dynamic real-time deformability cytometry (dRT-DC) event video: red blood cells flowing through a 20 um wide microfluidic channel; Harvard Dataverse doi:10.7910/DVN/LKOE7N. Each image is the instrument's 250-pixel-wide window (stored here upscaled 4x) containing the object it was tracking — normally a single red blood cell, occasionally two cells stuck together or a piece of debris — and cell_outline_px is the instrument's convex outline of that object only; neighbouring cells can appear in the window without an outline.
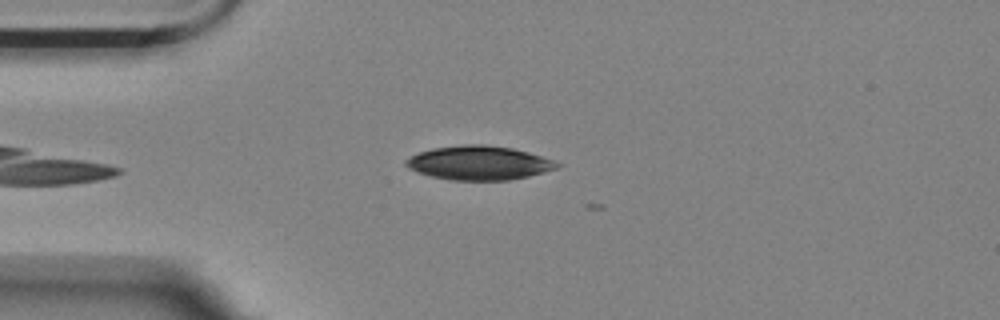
{"species": "Egyptian fruit bat (a non-hibernating species)", "species_latin": "Rousettus aegyptiacus", "temperature_condition": "room temperature", "stored_images_in_passage": 3, "camera_frame_rate_fps": 3000, "um_per_image_px": 0.085, "animal": {"sex": "female"}, "frame": {"image": 1, "passage_image": 1, "time_ms": 0.0, "image_size_px": [1000, 320], "cell_outline_px": [[560, 164], [556, 168], [528, 176], [508, 180], [452, 180], [432, 176], [416, 172], [408, 168], [404, 164], [404, 160], [420, 152], [432, 148], [464, 144], [484, 144], [512, 148], [528, 152], [552, 160]], "centroid_in_image_um": [40.66, 13.84], "position_along_channel_um": 44.3, "area_um2": 29.71}}
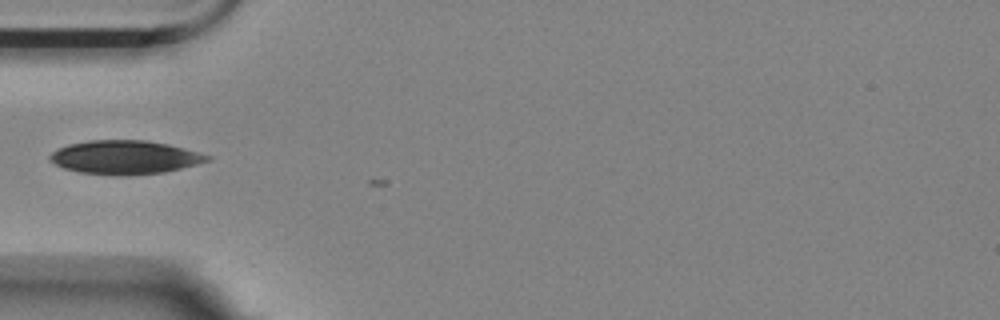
{"frame": {"image": 2, "passage_image": 2, "time_ms": 1.333, "image_size_px": [1000, 320], "cell_outline_px": [[212, 156], [208, 160], [196, 164], [164, 172], [128, 176], [120, 176], [80, 172], [64, 168], [48, 160], [48, 156], [56, 148], [68, 144], [88, 140], [144, 140], [168, 144]], "centroid_in_image_um": [10.55, 13.37], "position_along_channel_um": 74.4, "area_um2": 30.87}}